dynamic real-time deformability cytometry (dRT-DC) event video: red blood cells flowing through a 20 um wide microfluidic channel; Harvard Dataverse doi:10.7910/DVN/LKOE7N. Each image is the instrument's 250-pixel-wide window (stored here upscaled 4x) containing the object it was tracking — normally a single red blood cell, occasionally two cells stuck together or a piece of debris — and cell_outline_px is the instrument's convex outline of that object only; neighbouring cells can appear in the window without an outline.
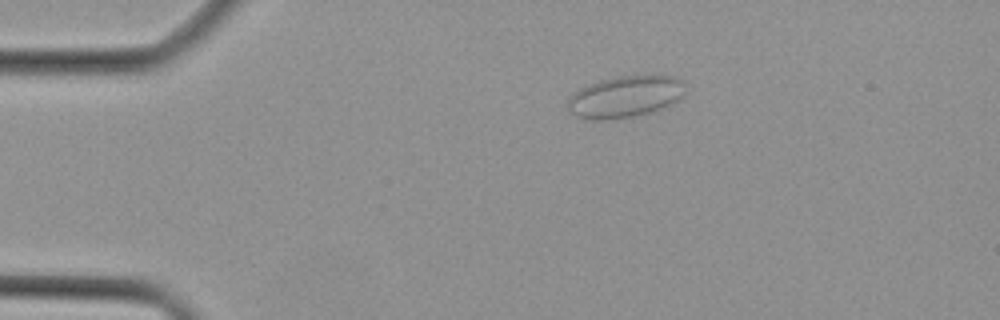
{"species": "Egyptian fruit bat (a non-hibernating species)", "species_latin": "Rousettus aegyptiacus", "temperature_condition": "cold", "stored_images_in_passage": 38, "camera_frame_rate_fps": 3000, "um_per_image_px": 0.085, "animal": {"sex": "female"}, "frame": {"image": 1, "passage_image": 2, "time_ms": 0.333, "image_size_px": [1000, 320], "cell_outline_px": [[684, 92], [676, 100], [652, 112], [616, 120], [596, 120], [576, 116], [568, 112], [568, 100], [572, 92], [588, 84], [600, 80], [616, 76], [636, 72], [676, 76], [684, 80]], "centroid_in_image_um": [53.13, 8.17], "position_along_channel_um": 31.9, "area_um2": 29.42}}
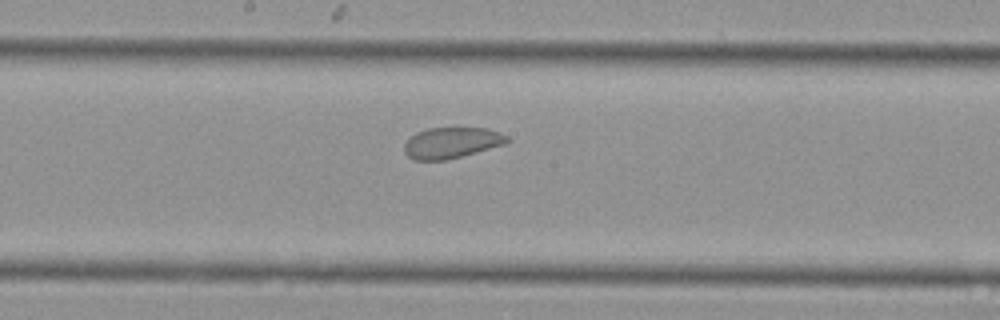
{"frame": {"image": 2, "passage_image": 17, "time_ms": 5.333, "image_size_px": [1000, 320], "cell_outline_px": [[512, 140], [504, 144], [448, 160], [412, 160], [404, 152], [404, 144], [416, 132], [428, 128], [456, 124], [488, 128], [500, 132], [508, 136]], "centroid_in_image_um": [38.42, 12.07], "position_along_channel_um": 209.8, "area_um2": 19.48}}
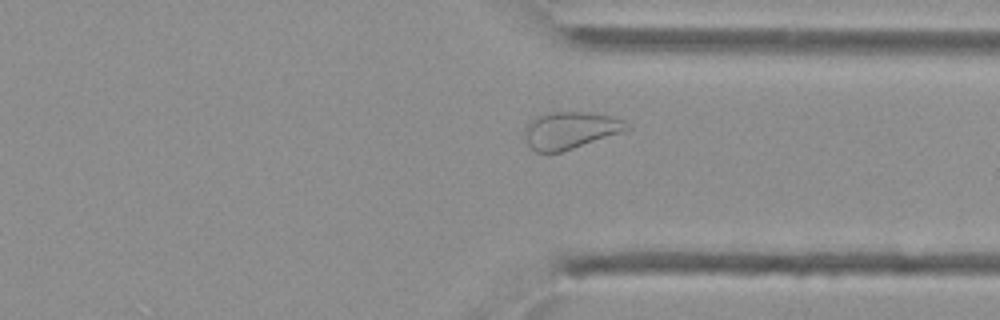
{"frame": {"image": 3, "passage_image": 27, "time_ms": 8.667, "image_size_px": [1000, 320], "cell_outline_px": [[632, 128], [624, 132], [560, 152], [536, 152], [528, 144], [524, 132], [528, 124], [532, 120], [540, 116], [552, 112], [588, 112], [612, 116], [624, 120]], "centroid_in_image_um": [48.54, 11.07], "position_along_channel_um": 362.9, "area_um2": 21.85}}